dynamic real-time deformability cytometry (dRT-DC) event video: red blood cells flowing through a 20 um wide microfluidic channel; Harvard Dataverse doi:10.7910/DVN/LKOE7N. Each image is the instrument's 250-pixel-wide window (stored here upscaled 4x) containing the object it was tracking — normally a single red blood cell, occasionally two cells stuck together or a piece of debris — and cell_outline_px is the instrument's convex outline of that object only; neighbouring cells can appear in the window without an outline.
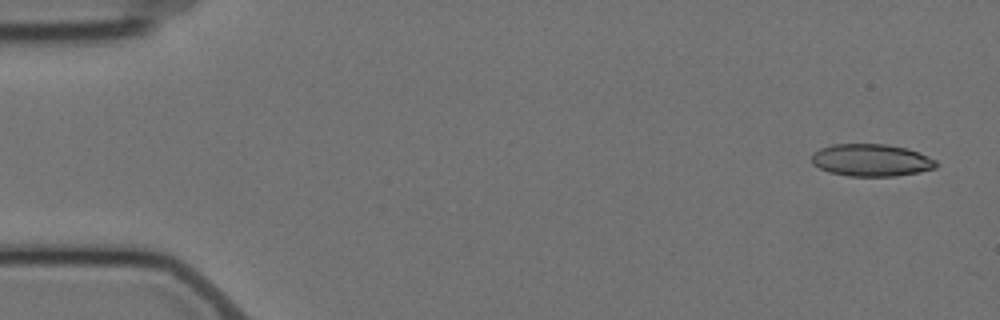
{"species": "Egyptian fruit bat (a non-hibernating species)", "species_latin": "Rousettus aegyptiacus", "temperature_condition": "cold", "stored_images_in_passage": 3, "camera_frame_rate_fps": 3000, "um_per_image_px": 0.085, "animal": {"sex": "female"}, "frame": {"image": 1, "passage_image": 1, "time_ms": 0.0, "image_size_px": [1000, 320], "cell_outline_px": [[940, 164], [936, 168], [896, 176], [848, 176], [828, 172], [812, 164], [812, 156], [820, 148], [832, 144], [888, 144], [908, 148], [928, 156], [936, 160]], "centroid_in_image_um": [74.08, 13.61], "position_along_channel_um": 10.9, "area_um2": 23.52}}